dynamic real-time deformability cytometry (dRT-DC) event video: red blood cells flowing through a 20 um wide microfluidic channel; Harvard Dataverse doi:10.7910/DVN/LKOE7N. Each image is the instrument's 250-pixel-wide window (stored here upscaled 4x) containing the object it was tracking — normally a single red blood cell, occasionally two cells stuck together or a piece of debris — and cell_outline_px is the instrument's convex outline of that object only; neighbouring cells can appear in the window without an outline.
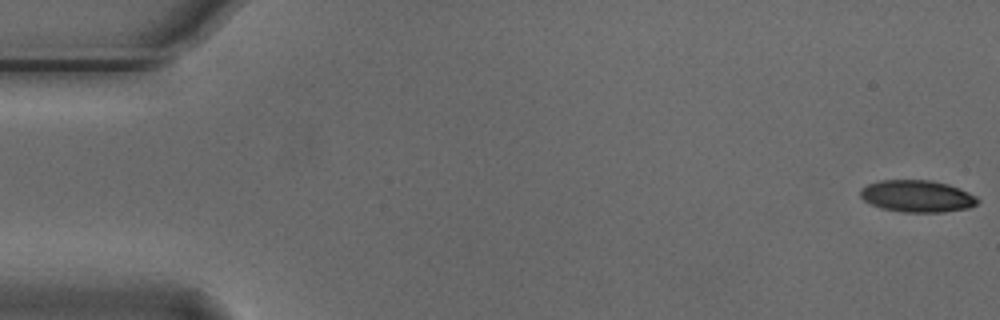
{"species": "Egyptian fruit bat (a non-hibernating species)", "species_latin": "Rousettus aegyptiacus", "temperature_condition": "cold", "stored_images_in_passage": 55, "camera_frame_rate_fps": 3000, "um_per_image_px": 0.085, "animal": {"sex": "male"}, "frame": {"image": 1, "passage_image": 1, "time_ms": 0.0, "image_size_px": [1000, 320], "cell_outline_px": [[980, 200], [976, 204], [968, 208], [944, 212], [904, 212], [880, 208], [864, 200], [860, 196], [860, 188], [868, 184], [880, 180], [928, 180], [948, 184], [968, 192], [976, 196]], "centroid_in_image_um": [77.95, 16.67], "position_along_channel_um": 7.1, "area_um2": 21.79}}
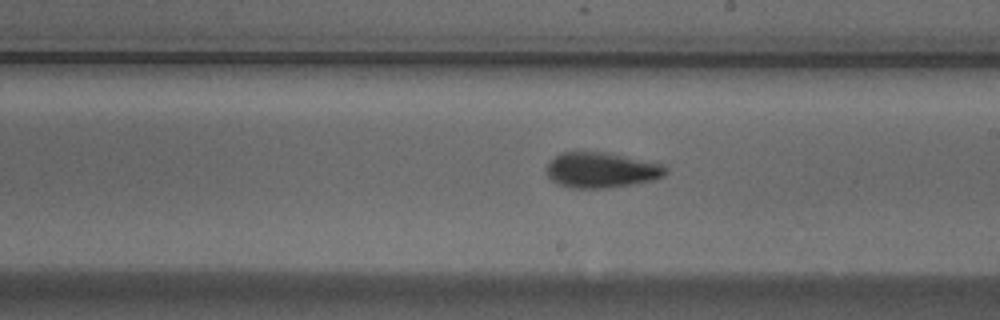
{"frame": {"image": 2, "passage_image": 31, "time_ms": 10.0, "image_size_px": [1000, 320], "cell_outline_px": [[668, 172], [664, 176], [652, 180], [632, 184], [608, 188], [572, 188], [556, 184], [544, 172], [548, 160], [560, 152], [608, 152], [664, 164], [668, 168]], "centroid_in_image_um": [51.09, 14.45], "position_along_channel_um": 237.9, "area_um2": 25.09}}
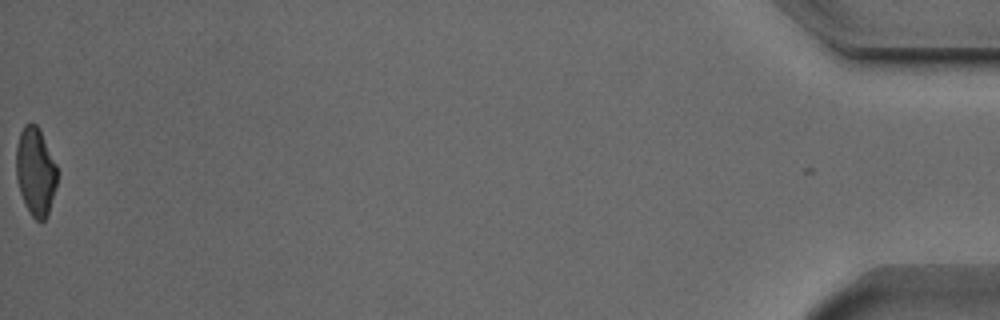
{"frame": {"image": 3, "passage_image": 55, "time_ms": 18.0, "image_size_px": [1000, 320], "cell_outline_px": [[60, 172], [56, 188], [48, 216], [40, 224], [32, 216], [24, 204], [16, 180], [16, 144], [20, 132], [24, 124], [36, 124]], "centroid_in_image_um": [3.03, 14.64], "position_along_channel_um": 432.2, "area_um2": 21.44}, "authors_computed_cell_mechanics": {"area_um2": 23.12, "velocity_mm_per_s": 3.7519, "shape_relaxation_time_tau1_ms": 6.0418, "shape_relaxation_time_tau2_ms": 2.6011, "deformation_change_tau1": 0.1807, "deformation_change_tau2": 0.0935}}